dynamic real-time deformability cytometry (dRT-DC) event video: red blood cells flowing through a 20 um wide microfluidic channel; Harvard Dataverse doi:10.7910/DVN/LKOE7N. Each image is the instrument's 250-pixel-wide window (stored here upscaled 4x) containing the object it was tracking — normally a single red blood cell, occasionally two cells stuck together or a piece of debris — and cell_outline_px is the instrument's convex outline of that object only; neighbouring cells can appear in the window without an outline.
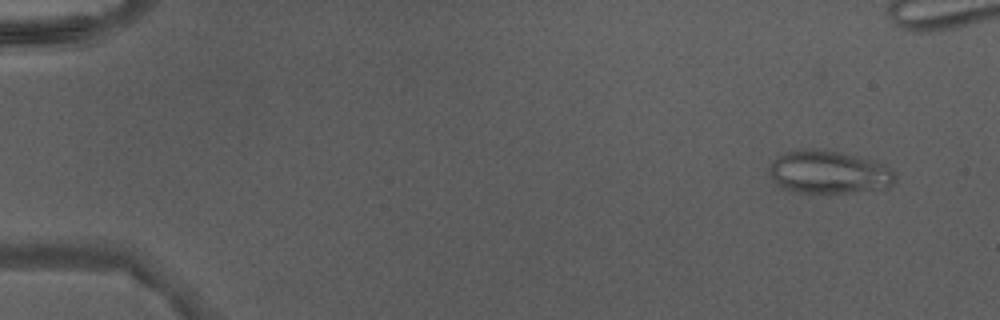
{"species": "Egyptian fruit bat (a non-hibernating species)", "species_latin": "Rousettus aegyptiacus", "temperature_condition": "warm", "stored_images_in_passage": 48, "camera_frame_rate_fps": 3000, "um_per_image_px": 0.085, "animal": {"sex": "male"}, "frame": {"image": 1, "passage_image": 4, "time_ms": 1.0, "image_size_px": [1000, 320], "cell_outline_px": [[896, 180], [888, 188], [828, 196], [796, 192], [784, 188], [776, 184], [768, 172], [768, 168], [772, 160], [776, 156], [784, 152], [796, 148], [816, 148], [840, 152], [868, 160], [892, 168], [896, 172]], "centroid_in_image_um": [70.41, 14.67], "position_along_channel_um": 14.6, "area_um2": 32.71}}
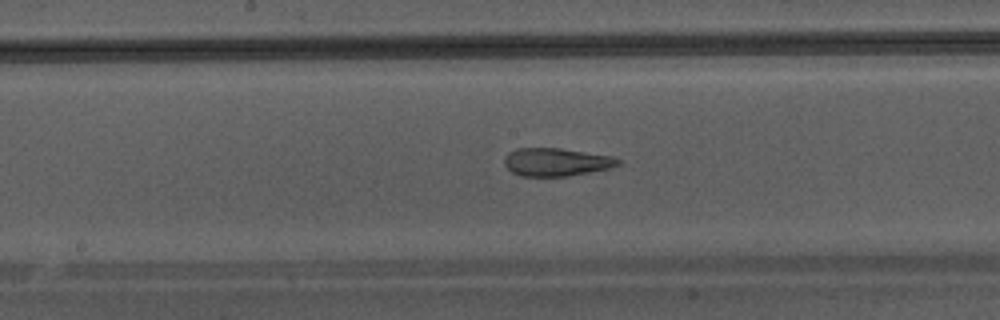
{"frame": {"image": 2, "passage_image": 26, "time_ms": 8.333, "image_size_px": [1000, 320], "cell_outline_px": [[620, 164], [612, 168], [568, 176], [520, 176], [512, 172], [504, 164], [504, 156], [508, 152], [516, 148], [560, 148], [612, 156], [620, 160]], "centroid_in_image_um": [47.27, 13.77], "position_along_channel_um": 200.9, "area_um2": 18.67}}
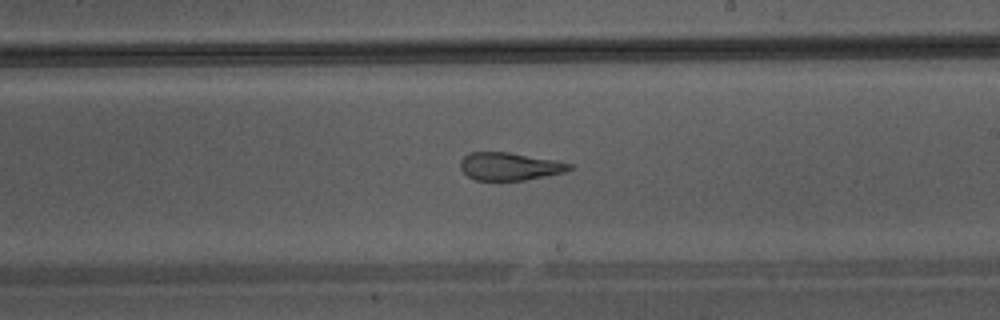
{"frame": {"image": 3, "passage_image": 29, "time_ms": 9.333, "image_size_px": [1000, 320], "cell_outline_px": [[572, 168], [564, 172], [524, 180], [476, 180], [468, 176], [460, 168], [460, 160], [468, 152], [508, 152], [556, 160], [572, 164]], "centroid_in_image_um": [43.29, 14.13], "position_along_channel_um": 245.7, "area_um2": 17.57}}